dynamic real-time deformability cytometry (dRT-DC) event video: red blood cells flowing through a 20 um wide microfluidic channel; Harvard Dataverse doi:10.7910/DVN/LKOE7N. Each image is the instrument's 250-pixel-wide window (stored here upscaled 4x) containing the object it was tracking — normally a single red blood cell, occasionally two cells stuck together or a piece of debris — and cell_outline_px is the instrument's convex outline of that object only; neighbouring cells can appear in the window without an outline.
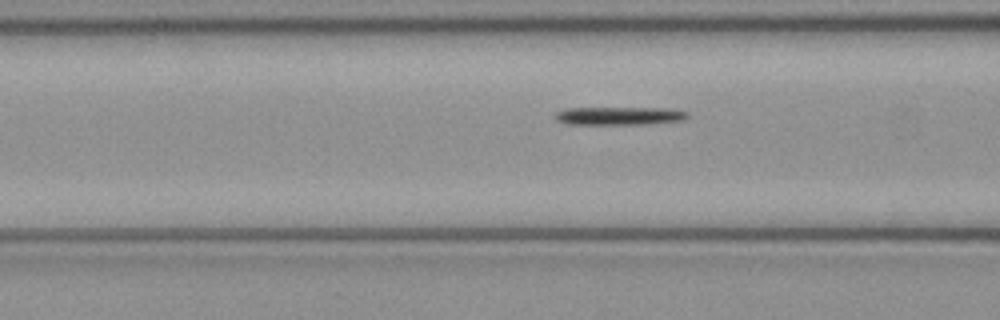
{"species": "common noctule bat (a hibernating species)", "species_latin": "Nyctalus noctula", "temperature_condition": "cold", "stored_images_in_passage": 45, "camera_frame_rate_fps": 3000, "um_per_image_px": 0.085, "animal": {"sex": "female", "body_mass_g": 21.9}, "frame": {"image": 1, "passage_image": 14, "time_ms": 4.333, "image_size_px": [1000, 320], "cell_outline_px": [[688, 116], [684, 120], [648, 124], [568, 124], [556, 120], [556, 112], [568, 108], [668, 108], [688, 112]], "centroid_in_image_um": [52.67, 9.85], "position_along_channel_um": 113.9, "area_um2": 13.93}}
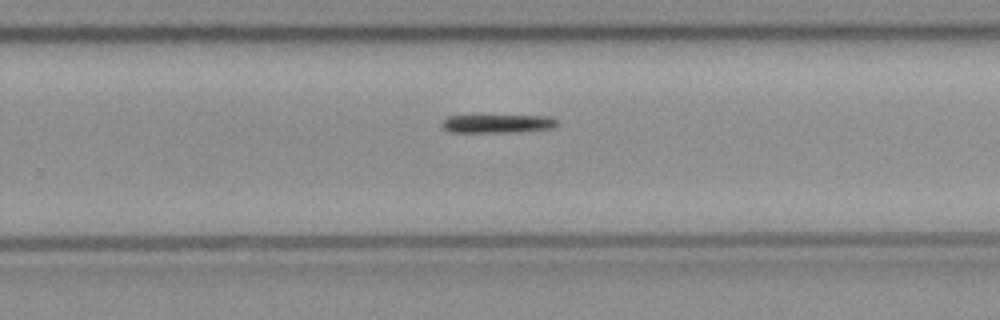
{"frame": {"image": 2, "passage_image": 27, "time_ms": 8.667, "image_size_px": [1000, 320], "cell_outline_px": [[560, 124], [556, 128], [520, 132], [448, 132], [440, 124], [448, 116], [548, 116], [556, 120]], "centroid_in_image_um": [42.34, 10.52], "position_along_channel_um": 287.5, "area_um2": 12.43}}
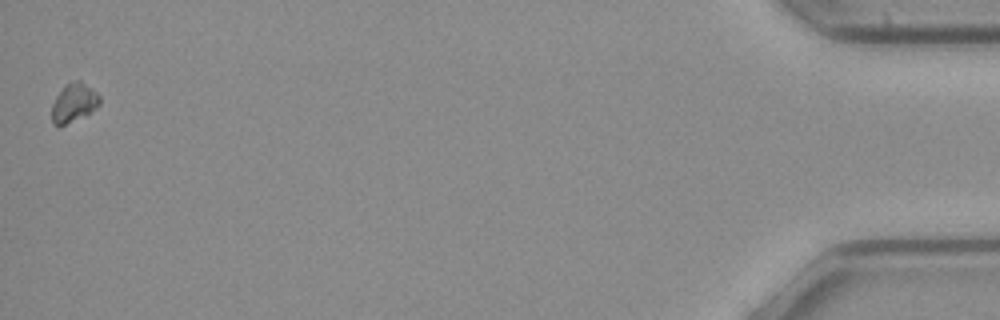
{"frame": {"image": 3, "passage_image": 45, "time_ms": 14.667, "image_size_px": [1000, 320], "cell_outline_px": [[100, 104], [96, 108], [64, 124], [52, 124], [52, 104], [56, 96], [72, 80], [80, 80], [96, 92], [100, 96]], "centroid_in_image_um": [6.28, 8.7], "position_along_channel_um": 428.9, "area_um2": 10.29}, "authors_computed_cell_mechanics": {"area_um2": 13.1206, "velocity_mm_per_s": 4.0222, "shape_relaxation_time_tau1_ms": 2.325, "shape_relaxation_time_tau2_ms": null, "deformation_change_tau1": 0.0957, "deformation_change_tau2": null}}